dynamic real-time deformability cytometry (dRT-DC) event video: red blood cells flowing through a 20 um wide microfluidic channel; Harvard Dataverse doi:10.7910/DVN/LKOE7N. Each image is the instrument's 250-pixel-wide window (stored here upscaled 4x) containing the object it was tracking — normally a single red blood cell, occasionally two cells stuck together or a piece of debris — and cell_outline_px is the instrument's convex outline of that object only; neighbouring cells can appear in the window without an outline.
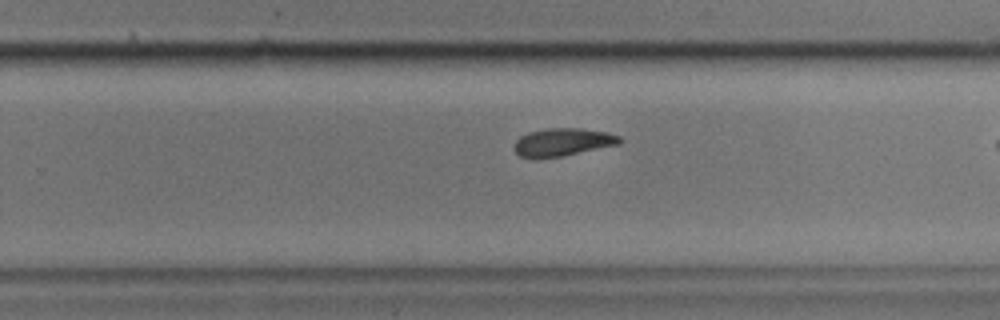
{"species": "common noctule bat (a hibernating species)", "species_latin": "Nyctalus noctula", "temperature_condition": "cold", "stored_images_in_passage": 34, "camera_frame_rate_fps": 3000, "um_per_image_px": 0.085, "animal": {"sex": "male", "body_mass_g": 17.9}, "frame": {"image": 1, "passage_image": 25, "time_ms": 8.0, "image_size_px": [1000, 320], "cell_outline_px": [[624, 140], [620, 144], [564, 156], [536, 160], [532, 160], [520, 156], [512, 148], [516, 140], [520, 136], [528, 132], [548, 128], [584, 128], [608, 132], [620, 136]], "centroid_in_image_um": [47.82, 12.1], "position_along_channel_um": 282.0, "area_um2": 17.74}}
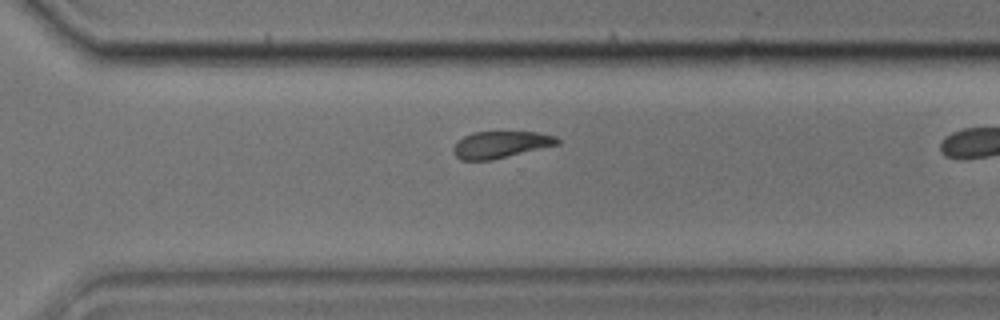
{"frame": {"image": 2, "passage_image": 29, "time_ms": 9.333, "image_size_px": [1000, 320], "cell_outline_px": [[560, 144], [492, 160], [460, 160], [452, 152], [452, 148], [464, 136], [472, 132], [536, 132], [556, 136], [560, 140]], "centroid_in_image_um": [42.56, 12.29], "position_along_channel_um": 328.0, "area_um2": 16.24}}